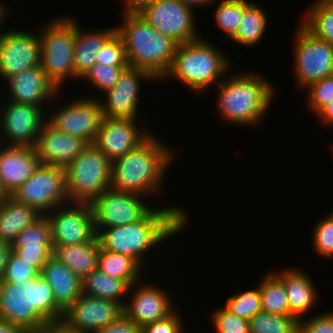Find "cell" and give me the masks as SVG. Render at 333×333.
<instances>
[{
    "label": "cell",
    "mask_w": 333,
    "mask_h": 333,
    "mask_svg": "<svg viewBox=\"0 0 333 333\" xmlns=\"http://www.w3.org/2000/svg\"><path fill=\"white\" fill-rule=\"evenodd\" d=\"M211 320L215 333H250L249 320L231 314L223 306L213 310Z\"/></svg>",
    "instance_id": "41"
},
{
    "label": "cell",
    "mask_w": 333,
    "mask_h": 333,
    "mask_svg": "<svg viewBox=\"0 0 333 333\" xmlns=\"http://www.w3.org/2000/svg\"><path fill=\"white\" fill-rule=\"evenodd\" d=\"M307 106L314 116L333 101V74L327 78L311 83L307 88Z\"/></svg>",
    "instance_id": "40"
},
{
    "label": "cell",
    "mask_w": 333,
    "mask_h": 333,
    "mask_svg": "<svg viewBox=\"0 0 333 333\" xmlns=\"http://www.w3.org/2000/svg\"><path fill=\"white\" fill-rule=\"evenodd\" d=\"M299 22L314 36L333 46V0H315Z\"/></svg>",
    "instance_id": "33"
},
{
    "label": "cell",
    "mask_w": 333,
    "mask_h": 333,
    "mask_svg": "<svg viewBox=\"0 0 333 333\" xmlns=\"http://www.w3.org/2000/svg\"><path fill=\"white\" fill-rule=\"evenodd\" d=\"M321 123L333 127V101L323 107L317 114Z\"/></svg>",
    "instance_id": "49"
},
{
    "label": "cell",
    "mask_w": 333,
    "mask_h": 333,
    "mask_svg": "<svg viewBox=\"0 0 333 333\" xmlns=\"http://www.w3.org/2000/svg\"><path fill=\"white\" fill-rule=\"evenodd\" d=\"M121 20L116 33L124 43L129 66L145 69L161 80L171 67L178 43L137 13H122Z\"/></svg>",
    "instance_id": "5"
},
{
    "label": "cell",
    "mask_w": 333,
    "mask_h": 333,
    "mask_svg": "<svg viewBox=\"0 0 333 333\" xmlns=\"http://www.w3.org/2000/svg\"><path fill=\"white\" fill-rule=\"evenodd\" d=\"M122 1V0H121ZM154 0H123L124 13H138L147 5H150Z\"/></svg>",
    "instance_id": "47"
},
{
    "label": "cell",
    "mask_w": 333,
    "mask_h": 333,
    "mask_svg": "<svg viewBox=\"0 0 333 333\" xmlns=\"http://www.w3.org/2000/svg\"><path fill=\"white\" fill-rule=\"evenodd\" d=\"M155 135L152 133L138 147L111 162V189L149 199L162 195L164 176L176 154Z\"/></svg>",
    "instance_id": "2"
},
{
    "label": "cell",
    "mask_w": 333,
    "mask_h": 333,
    "mask_svg": "<svg viewBox=\"0 0 333 333\" xmlns=\"http://www.w3.org/2000/svg\"><path fill=\"white\" fill-rule=\"evenodd\" d=\"M46 216L53 247L90 243L97 237L91 204L70 201L57 206Z\"/></svg>",
    "instance_id": "11"
},
{
    "label": "cell",
    "mask_w": 333,
    "mask_h": 333,
    "mask_svg": "<svg viewBox=\"0 0 333 333\" xmlns=\"http://www.w3.org/2000/svg\"><path fill=\"white\" fill-rule=\"evenodd\" d=\"M9 195L5 192L0 180V201L7 198Z\"/></svg>",
    "instance_id": "54"
},
{
    "label": "cell",
    "mask_w": 333,
    "mask_h": 333,
    "mask_svg": "<svg viewBox=\"0 0 333 333\" xmlns=\"http://www.w3.org/2000/svg\"><path fill=\"white\" fill-rule=\"evenodd\" d=\"M128 66H105L104 64L96 63L93 65L86 74L80 79L85 80L96 90L101 91L103 94L111 89L119 79L123 70Z\"/></svg>",
    "instance_id": "38"
},
{
    "label": "cell",
    "mask_w": 333,
    "mask_h": 333,
    "mask_svg": "<svg viewBox=\"0 0 333 333\" xmlns=\"http://www.w3.org/2000/svg\"><path fill=\"white\" fill-rule=\"evenodd\" d=\"M223 307L231 314L250 320L262 311L261 293L259 285L251 290H238L223 303Z\"/></svg>",
    "instance_id": "37"
},
{
    "label": "cell",
    "mask_w": 333,
    "mask_h": 333,
    "mask_svg": "<svg viewBox=\"0 0 333 333\" xmlns=\"http://www.w3.org/2000/svg\"><path fill=\"white\" fill-rule=\"evenodd\" d=\"M185 6L188 8L194 10H197L196 8L208 6L210 7L213 0H180ZM195 7V8H194Z\"/></svg>",
    "instance_id": "52"
},
{
    "label": "cell",
    "mask_w": 333,
    "mask_h": 333,
    "mask_svg": "<svg viewBox=\"0 0 333 333\" xmlns=\"http://www.w3.org/2000/svg\"><path fill=\"white\" fill-rule=\"evenodd\" d=\"M299 319L298 333H333V311Z\"/></svg>",
    "instance_id": "44"
},
{
    "label": "cell",
    "mask_w": 333,
    "mask_h": 333,
    "mask_svg": "<svg viewBox=\"0 0 333 333\" xmlns=\"http://www.w3.org/2000/svg\"><path fill=\"white\" fill-rule=\"evenodd\" d=\"M138 120L103 118L93 144L112 162L138 147L153 132L139 127ZM144 129H143V128Z\"/></svg>",
    "instance_id": "20"
},
{
    "label": "cell",
    "mask_w": 333,
    "mask_h": 333,
    "mask_svg": "<svg viewBox=\"0 0 333 333\" xmlns=\"http://www.w3.org/2000/svg\"><path fill=\"white\" fill-rule=\"evenodd\" d=\"M319 220L311 235L314 253L333 260V219L327 214Z\"/></svg>",
    "instance_id": "39"
},
{
    "label": "cell",
    "mask_w": 333,
    "mask_h": 333,
    "mask_svg": "<svg viewBox=\"0 0 333 333\" xmlns=\"http://www.w3.org/2000/svg\"><path fill=\"white\" fill-rule=\"evenodd\" d=\"M150 202L140 194L105 190L91 204L95 229L125 226L142 220L154 208Z\"/></svg>",
    "instance_id": "13"
},
{
    "label": "cell",
    "mask_w": 333,
    "mask_h": 333,
    "mask_svg": "<svg viewBox=\"0 0 333 333\" xmlns=\"http://www.w3.org/2000/svg\"><path fill=\"white\" fill-rule=\"evenodd\" d=\"M96 63L111 66H129L122 38L115 33L98 51Z\"/></svg>",
    "instance_id": "42"
},
{
    "label": "cell",
    "mask_w": 333,
    "mask_h": 333,
    "mask_svg": "<svg viewBox=\"0 0 333 333\" xmlns=\"http://www.w3.org/2000/svg\"><path fill=\"white\" fill-rule=\"evenodd\" d=\"M180 315L176 309L167 317L143 326L141 333H185Z\"/></svg>",
    "instance_id": "45"
},
{
    "label": "cell",
    "mask_w": 333,
    "mask_h": 333,
    "mask_svg": "<svg viewBox=\"0 0 333 333\" xmlns=\"http://www.w3.org/2000/svg\"><path fill=\"white\" fill-rule=\"evenodd\" d=\"M5 82L7 88L5 96L8 101L39 106L46 113L48 112L46 103L51 104L54 102L53 99L58 100L57 97L62 92L47 78L41 66L22 71Z\"/></svg>",
    "instance_id": "21"
},
{
    "label": "cell",
    "mask_w": 333,
    "mask_h": 333,
    "mask_svg": "<svg viewBox=\"0 0 333 333\" xmlns=\"http://www.w3.org/2000/svg\"><path fill=\"white\" fill-rule=\"evenodd\" d=\"M130 285L122 279L113 278L99 269L93 270L82 279V293L96 298L126 303Z\"/></svg>",
    "instance_id": "31"
},
{
    "label": "cell",
    "mask_w": 333,
    "mask_h": 333,
    "mask_svg": "<svg viewBox=\"0 0 333 333\" xmlns=\"http://www.w3.org/2000/svg\"><path fill=\"white\" fill-rule=\"evenodd\" d=\"M95 333H141V328L123 314L116 321Z\"/></svg>",
    "instance_id": "46"
},
{
    "label": "cell",
    "mask_w": 333,
    "mask_h": 333,
    "mask_svg": "<svg viewBox=\"0 0 333 333\" xmlns=\"http://www.w3.org/2000/svg\"><path fill=\"white\" fill-rule=\"evenodd\" d=\"M11 196L46 215L57 206L70 202L64 168L41 164Z\"/></svg>",
    "instance_id": "10"
},
{
    "label": "cell",
    "mask_w": 333,
    "mask_h": 333,
    "mask_svg": "<svg viewBox=\"0 0 333 333\" xmlns=\"http://www.w3.org/2000/svg\"><path fill=\"white\" fill-rule=\"evenodd\" d=\"M78 97L80 96L63 103L64 106L56 110L54 107L50 108L53 111L48 110L47 121L59 131L93 144L104 118L101 104L92 95Z\"/></svg>",
    "instance_id": "12"
},
{
    "label": "cell",
    "mask_w": 333,
    "mask_h": 333,
    "mask_svg": "<svg viewBox=\"0 0 333 333\" xmlns=\"http://www.w3.org/2000/svg\"><path fill=\"white\" fill-rule=\"evenodd\" d=\"M100 251V241L96 237L90 243L54 246L53 255L83 279L98 269Z\"/></svg>",
    "instance_id": "29"
},
{
    "label": "cell",
    "mask_w": 333,
    "mask_h": 333,
    "mask_svg": "<svg viewBox=\"0 0 333 333\" xmlns=\"http://www.w3.org/2000/svg\"><path fill=\"white\" fill-rule=\"evenodd\" d=\"M144 279L130 286L128 298L123 307L124 314L138 327L163 319L173 313V296L160 286Z\"/></svg>",
    "instance_id": "18"
},
{
    "label": "cell",
    "mask_w": 333,
    "mask_h": 333,
    "mask_svg": "<svg viewBox=\"0 0 333 333\" xmlns=\"http://www.w3.org/2000/svg\"><path fill=\"white\" fill-rule=\"evenodd\" d=\"M10 10L11 9H9V7H7V4H4L0 1V34L6 31V29L3 28V25L5 24L6 17L7 18L9 17ZM7 13H8V16H7ZM1 28H2V31H1Z\"/></svg>",
    "instance_id": "53"
},
{
    "label": "cell",
    "mask_w": 333,
    "mask_h": 333,
    "mask_svg": "<svg viewBox=\"0 0 333 333\" xmlns=\"http://www.w3.org/2000/svg\"><path fill=\"white\" fill-rule=\"evenodd\" d=\"M88 144L84 139L59 131L46 120L34 148L43 165L65 168Z\"/></svg>",
    "instance_id": "22"
},
{
    "label": "cell",
    "mask_w": 333,
    "mask_h": 333,
    "mask_svg": "<svg viewBox=\"0 0 333 333\" xmlns=\"http://www.w3.org/2000/svg\"><path fill=\"white\" fill-rule=\"evenodd\" d=\"M12 251L23 261L30 263L40 273L53 255L50 223L42 215L33 224L21 231L11 244Z\"/></svg>",
    "instance_id": "24"
},
{
    "label": "cell",
    "mask_w": 333,
    "mask_h": 333,
    "mask_svg": "<svg viewBox=\"0 0 333 333\" xmlns=\"http://www.w3.org/2000/svg\"><path fill=\"white\" fill-rule=\"evenodd\" d=\"M227 75L218 83L214 100L221 121L235 127L257 128L277 94L274 85L254 70Z\"/></svg>",
    "instance_id": "3"
},
{
    "label": "cell",
    "mask_w": 333,
    "mask_h": 333,
    "mask_svg": "<svg viewBox=\"0 0 333 333\" xmlns=\"http://www.w3.org/2000/svg\"><path fill=\"white\" fill-rule=\"evenodd\" d=\"M39 33L23 29H9L0 34V79L40 66Z\"/></svg>",
    "instance_id": "16"
},
{
    "label": "cell",
    "mask_w": 333,
    "mask_h": 333,
    "mask_svg": "<svg viewBox=\"0 0 333 333\" xmlns=\"http://www.w3.org/2000/svg\"><path fill=\"white\" fill-rule=\"evenodd\" d=\"M76 20V37L74 47V72L81 79L96 64V56L101 47L116 33V26L98 29H81Z\"/></svg>",
    "instance_id": "27"
},
{
    "label": "cell",
    "mask_w": 333,
    "mask_h": 333,
    "mask_svg": "<svg viewBox=\"0 0 333 333\" xmlns=\"http://www.w3.org/2000/svg\"><path fill=\"white\" fill-rule=\"evenodd\" d=\"M42 214L12 196L0 201V241L12 244L16 236L38 220Z\"/></svg>",
    "instance_id": "28"
},
{
    "label": "cell",
    "mask_w": 333,
    "mask_h": 333,
    "mask_svg": "<svg viewBox=\"0 0 333 333\" xmlns=\"http://www.w3.org/2000/svg\"><path fill=\"white\" fill-rule=\"evenodd\" d=\"M332 211V212H331ZM330 212H329V215L332 217V219H333V210H331Z\"/></svg>",
    "instance_id": "56"
},
{
    "label": "cell",
    "mask_w": 333,
    "mask_h": 333,
    "mask_svg": "<svg viewBox=\"0 0 333 333\" xmlns=\"http://www.w3.org/2000/svg\"><path fill=\"white\" fill-rule=\"evenodd\" d=\"M263 8L256 2L245 0V10L239 28L230 40L247 48L258 46L266 35L269 21Z\"/></svg>",
    "instance_id": "30"
},
{
    "label": "cell",
    "mask_w": 333,
    "mask_h": 333,
    "mask_svg": "<svg viewBox=\"0 0 333 333\" xmlns=\"http://www.w3.org/2000/svg\"><path fill=\"white\" fill-rule=\"evenodd\" d=\"M0 333H26V332L18 325L0 319Z\"/></svg>",
    "instance_id": "51"
},
{
    "label": "cell",
    "mask_w": 333,
    "mask_h": 333,
    "mask_svg": "<svg viewBox=\"0 0 333 333\" xmlns=\"http://www.w3.org/2000/svg\"><path fill=\"white\" fill-rule=\"evenodd\" d=\"M64 170L71 202L92 204L110 189L111 161L94 144H88Z\"/></svg>",
    "instance_id": "8"
},
{
    "label": "cell",
    "mask_w": 333,
    "mask_h": 333,
    "mask_svg": "<svg viewBox=\"0 0 333 333\" xmlns=\"http://www.w3.org/2000/svg\"><path fill=\"white\" fill-rule=\"evenodd\" d=\"M222 51L203 36L178 44L171 67L161 81L174 79L200 96L213 85L217 86L228 70H232L228 55Z\"/></svg>",
    "instance_id": "6"
},
{
    "label": "cell",
    "mask_w": 333,
    "mask_h": 333,
    "mask_svg": "<svg viewBox=\"0 0 333 333\" xmlns=\"http://www.w3.org/2000/svg\"><path fill=\"white\" fill-rule=\"evenodd\" d=\"M6 101L0 105V144L34 147L47 113L39 106Z\"/></svg>",
    "instance_id": "15"
},
{
    "label": "cell",
    "mask_w": 333,
    "mask_h": 333,
    "mask_svg": "<svg viewBox=\"0 0 333 333\" xmlns=\"http://www.w3.org/2000/svg\"><path fill=\"white\" fill-rule=\"evenodd\" d=\"M257 283L261 293L262 311L277 315H292L283 281L272 271Z\"/></svg>",
    "instance_id": "34"
},
{
    "label": "cell",
    "mask_w": 333,
    "mask_h": 333,
    "mask_svg": "<svg viewBox=\"0 0 333 333\" xmlns=\"http://www.w3.org/2000/svg\"><path fill=\"white\" fill-rule=\"evenodd\" d=\"M40 275L51 286L55 302L63 311L82 294V279L54 255L47 260Z\"/></svg>",
    "instance_id": "26"
},
{
    "label": "cell",
    "mask_w": 333,
    "mask_h": 333,
    "mask_svg": "<svg viewBox=\"0 0 333 333\" xmlns=\"http://www.w3.org/2000/svg\"><path fill=\"white\" fill-rule=\"evenodd\" d=\"M11 251V244L0 241V276L4 274Z\"/></svg>",
    "instance_id": "50"
},
{
    "label": "cell",
    "mask_w": 333,
    "mask_h": 333,
    "mask_svg": "<svg viewBox=\"0 0 333 333\" xmlns=\"http://www.w3.org/2000/svg\"><path fill=\"white\" fill-rule=\"evenodd\" d=\"M98 269L113 278L125 280L130 286L143 279V268L134 258L102 247Z\"/></svg>",
    "instance_id": "32"
},
{
    "label": "cell",
    "mask_w": 333,
    "mask_h": 333,
    "mask_svg": "<svg viewBox=\"0 0 333 333\" xmlns=\"http://www.w3.org/2000/svg\"><path fill=\"white\" fill-rule=\"evenodd\" d=\"M147 81L156 82L158 80L145 69L126 67L116 84L103 94L105 99L102 97L99 100L103 117L138 120L139 102L141 101L139 95H142L140 94L141 82Z\"/></svg>",
    "instance_id": "17"
},
{
    "label": "cell",
    "mask_w": 333,
    "mask_h": 333,
    "mask_svg": "<svg viewBox=\"0 0 333 333\" xmlns=\"http://www.w3.org/2000/svg\"><path fill=\"white\" fill-rule=\"evenodd\" d=\"M215 3L216 10L214 9L213 16L216 24L224 35L231 39L239 28L245 10V0H213L211 6H215Z\"/></svg>",
    "instance_id": "36"
},
{
    "label": "cell",
    "mask_w": 333,
    "mask_h": 333,
    "mask_svg": "<svg viewBox=\"0 0 333 333\" xmlns=\"http://www.w3.org/2000/svg\"><path fill=\"white\" fill-rule=\"evenodd\" d=\"M180 0H154L137 14L178 44L200 38L196 16Z\"/></svg>",
    "instance_id": "14"
},
{
    "label": "cell",
    "mask_w": 333,
    "mask_h": 333,
    "mask_svg": "<svg viewBox=\"0 0 333 333\" xmlns=\"http://www.w3.org/2000/svg\"><path fill=\"white\" fill-rule=\"evenodd\" d=\"M63 313L43 276L17 283L4 282L0 319L18 325L26 333H38L47 323L61 322Z\"/></svg>",
    "instance_id": "4"
},
{
    "label": "cell",
    "mask_w": 333,
    "mask_h": 333,
    "mask_svg": "<svg viewBox=\"0 0 333 333\" xmlns=\"http://www.w3.org/2000/svg\"><path fill=\"white\" fill-rule=\"evenodd\" d=\"M123 314L121 304L82 293L64 311L61 322L73 331L95 333L116 321Z\"/></svg>",
    "instance_id": "19"
},
{
    "label": "cell",
    "mask_w": 333,
    "mask_h": 333,
    "mask_svg": "<svg viewBox=\"0 0 333 333\" xmlns=\"http://www.w3.org/2000/svg\"><path fill=\"white\" fill-rule=\"evenodd\" d=\"M40 272L11 251L3 274L4 282L17 283L37 278Z\"/></svg>",
    "instance_id": "43"
},
{
    "label": "cell",
    "mask_w": 333,
    "mask_h": 333,
    "mask_svg": "<svg viewBox=\"0 0 333 333\" xmlns=\"http://www.w3.org/2000/svg\"><path fill=\"white\" fill-rule=\"evenodd\" d=\"M38 333H80L68 329L62 322L47 323Z\"/></svg>",
    "instance_id": "48"
},
{
    "label": "cell",
    "mask_w": 333,
    "mask_h": 333,
    "mask_svg": "<svg viewBox=\"0 0 333 333\" xmlns=\"http://www.w3.org/2000/svg\"><path fill=\"white\" fill-rule=\"evenodd\" d=\"M3 284H4V278H3V276H0V295H1L2 290H3Z\"/></svg>",
    "instance_id": "55"
},
{
    "label": "cell",
    "mask_w": 333,
    "mask_h": 333,
    "mask_svg": "<svg viewBox=\"0 0 333 333\" xmlns=\"http://www.w3.org/2000/svg\"><path fill=\"white\" fill-rule=\"evenodd\" d=\"M297 28L292 54L295 82L303 92L311 83L333 74V46L314 36L301 23Z\"/></svg>",
    "instance_id": "9"
},
{
    "label": "cell",
    "mask_w": 333,
    "mask_h": 333,
    "mask_svg": "<svg viewBox=\"0 0 333 333\" xmlns=\"http://www.w3.org/2000/svg\"><path fill=\"white\" fill-rule=\"evenodd\" d=\"M250 333H298L299 320L294 315L260 311L249 320Z\"/></svg>",
    "instance_id": "35"
},
{
    "label": "cell",
    "mask_w": 333,
    "mask_h": 333,
    "mask_svg": "<svg viewBox=\"0 0 333 333\" xmlns=\"http://www.w3.org/2000/svg\"><path fill=\"white\" fill-rule=\"evenodd\" d=\"M35 148L0 144V180L11 196L41 165Z\"/></svg>",
    "instance_id": "23"
},
{
    "label": "cell",
    "mask_w": 333,
    "mask_h": 333,
    "mask_svg": "<svg viewBox=\"0 0 333 333\" xmlns=\"http://www.w3.org/2000/svg\"><path fill=\"white\" fill-rule=\"evenodd\" d=\"M60 16L37 30L40 37V66L47 78L61 91L68 79L80 80L74 72L76 19Z\"/></svg>",
    "instance_id": "7"
},
{
    "label": "cell",
    "mask_w": 333,
    "mask_h": 333,
    "mask_svg": "<svg viewBox=\"0 0 333 333\" xmlns=\"http://www.w3.org/2000/svg\"><path fill=\"white\" fill-rule=\"evenodd\" d=\"M274 273L284 283L291 314L298 320L308 315L319 299L317 285L311 276L306 274L305 270L296 267L276 270Z\"/></svg>",
    "instance_id": "25"
},
{
    "label": "cell",
    "mask_w": 333,
    "mask_h": 333,
    "mask_svg": "<svg viewBox=\"0 0 333 333\" xmlns=\"http://www.w3.org/2000/svg\"><path fill=\"white\" fill-rule=\"evenodd\" d=\"M188 222L186 209L170 204L154 207L135 223L95 231L103 249L128 255L143 267L144 255L147 257L155 247L180 234Z\"/></svg>",
    "instance_id": "1"
}]
</instances>
